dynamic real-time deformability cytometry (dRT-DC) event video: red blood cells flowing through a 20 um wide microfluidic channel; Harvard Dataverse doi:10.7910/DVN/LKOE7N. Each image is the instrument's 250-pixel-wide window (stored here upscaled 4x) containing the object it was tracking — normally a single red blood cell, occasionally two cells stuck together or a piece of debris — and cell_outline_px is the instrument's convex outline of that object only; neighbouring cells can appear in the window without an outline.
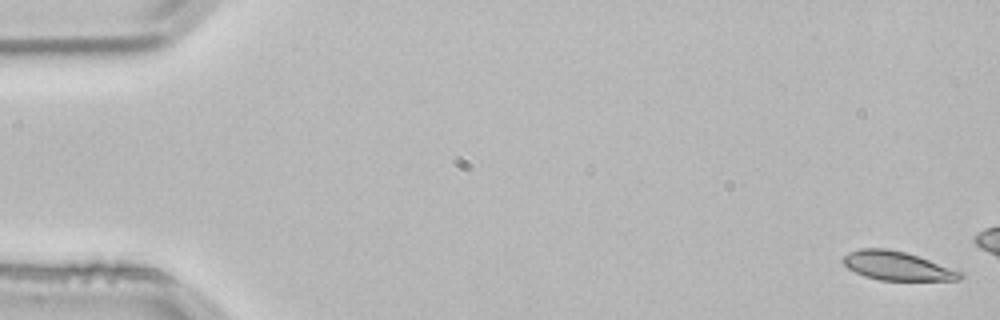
{"species": "common noctule bat (a hibernating species)", "species_latin": "Nyctalus noctula", "temperature_condition": "room temperature", "stored_images_in_passage": 4, "camera_frame_rate_fps": 3000, "um_per_image_px": 0.085, "animal": {"sex": "male", "body_mass_g": 21.5, "forearm_length_mm": 52.0}, "frame": {"image": 1, "passage_image": 1, "time_ms": 0.0, "image_size_px": [1000, 320], "cell_outline_px": [[964, 276], [960, 280], [880, 280], [864, 276], [848, 268], [840, 260], [848, 252], [860, 248], [888, 248], [904, 252], [964, 272]], "centroid_in_image_um": [76.24, 22.6], "position_along_channel_um": 8.8, "area_um2": 19.59}}